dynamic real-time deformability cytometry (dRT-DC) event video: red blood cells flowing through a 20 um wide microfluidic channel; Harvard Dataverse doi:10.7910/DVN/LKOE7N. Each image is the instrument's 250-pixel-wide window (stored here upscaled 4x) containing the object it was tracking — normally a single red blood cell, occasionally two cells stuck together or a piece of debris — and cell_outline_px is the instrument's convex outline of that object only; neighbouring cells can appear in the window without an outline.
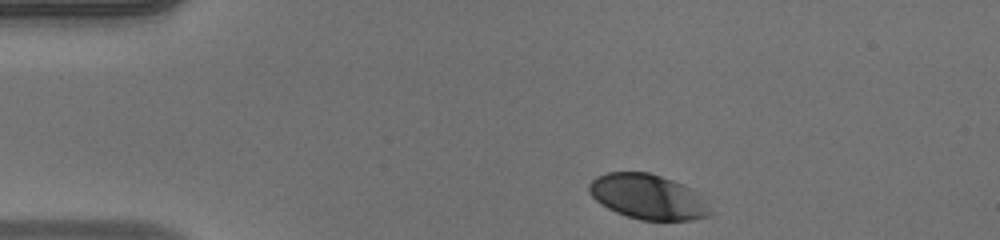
{"species": "human", "species_latin": "Homo sapiens", "temperature_condition": "warm", "stored_images_in_passage": 36, "camera_frame_rate_fps": 3000, "um_per_image_px": 0.085, "donor": {"sex": "male"}, "frame": {"image": 1, "passage_image": 1, "time_ms": 0.0, "image_size_px": [1000, 240], "cell_outline_px": [[716, 212], [712, 216], [692, 220], [640, 220], [616, 212], [600, 204], [588, 192], [588, 184], [596, 176], [608, 172], [648, 172], [672, 180], [688, 188]], "centroid_in_image_um": [55.05, 16.74], "position_along_channel_um": 30.0, "area_um2": 31.56}}
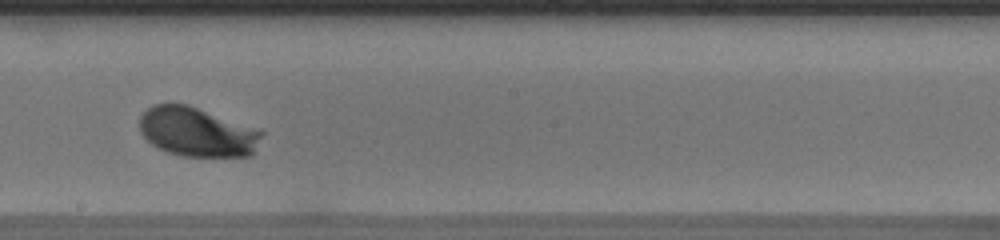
{"frame": {"image": 2, "passage_image": 21, "time_ms": 6.667, "image_size_px": [1000, 240], "cell_outline_px": [[264, 132], [252, 156], [184, 156], [168, 152], [152, 144], [140, 132], [140, 116], [152, 104], [188, 104]], "centroid_in_image_um": [16.74, 11.22], "position_along_channel_um": 231.5, "area_um2": 34.62}}
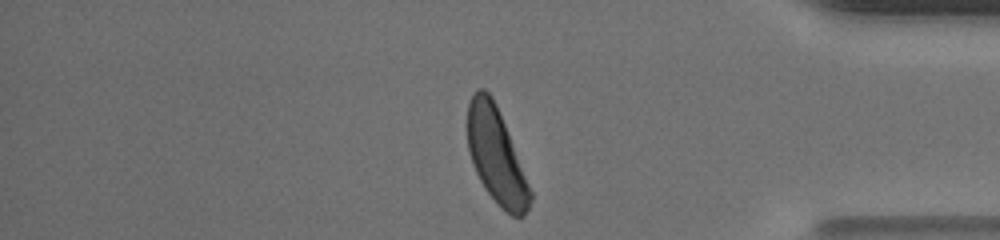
{"frame": {"image": 3, "passage_image": 35, "time_ms": 11.333, "image_size_px": [1000, 240], "cell_outline_px": [[532, 200], [524, 216], [512, 216], [484, 188], [472, 164], [468, 148], [468, 104], [472, 92], [476, 88], [484, 88], [492, 96], [496, 104], [532, 192]], "centroid_in_image_um": [42.16, 13.19], "position_along_channel_um": 393.0, "area_um2": 34.16}, "authors_computed_cell_mechanics": {"area_um2": 34.1598, "velocity_mm_per_s": 3.9729, "shape_relaxation_time_tau1_ms": 1.9373, "shape_relaxation_time_tau2_ms": null, "deformation_change_tau1": 0.1271, "deformation_change_tau2": null}}